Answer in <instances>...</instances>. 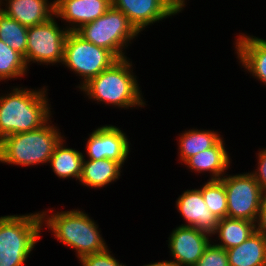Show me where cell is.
Masks as SVG:
<instances>
[{
  "label": "cell",
  "instance_id": "obj_1",
  "mask_svg": "<svg viewBox=\"0 0 266 266\" xmlns=\"http://www.w3.org/2000/svg\"><path fill=\"white\" fill-rule=\"evenodd\" d=\"M40 90L17 87L10 94L0 96V140L12 134L37 130L50 120L47 89Z\"/></svg>",
  "mask_w": 266,
  "mask_h": 266
},
{
  "label": "cell",
  "instance_id": "obj_2",
  "mask_svg": "<svg viewBox=\"0 0 266 266\" xmlns=\"http://www.w3.org/2000/svg\"><path fill=\"white\" fill-rule=\"evenodd\" d=\"M132 62L127 58L117 60L111 67L90 79L80 89L97 102H106L119 108L146 105L136 76L131 71Z\"/></svg>",
  "mask_w": 266,
  "mask_h": 266
},
{
  "label": "cell",
  "instance_id": "obj_3",
  "mask_svg": "<svg viewBox=\"0 0 266 266\" xmlns=\"http://www.w3.org/2000/svg\"><path fill=\"white\" fill-rule=\"evenodd\" d=\"M47 216V217H46ZM44 225L54 232L61 243L72 247L80 260L82 257L105 251L108 246L100 230L88 214L80 210L61 211L51 216L41 212Z\"/></svg>",
  "mask_w": 266,
  "mask_h": 266
},
{
  "label": "cell",
  "instance_id": "obj_4",
  "mask_svg": "<svg viewBox=\"0 0 266 266\" xmlns=\"http://www.w3.org/2000/svg\"><path fill=\"white\" fill-rule=\"evenodd\" d=\"M49 123L37 130L3 137L0 140V162L24 167L48 163L63 139L59 129Z\"/></svg>",
  "mask_w": 266,
  "mask_h": 266
},
{
  "label": "cell",
  "instance_id": "obj_5",
  "mask_svg": "<svg viewBox=\"0 0 266 266\" xmlns=\"http://www.w3.org/2000/svg\"><path fill=\"white\" fill-rule=\"evenodd\" d=\"M41 213L0 217V266H23L43 228Z\"/></svg>",
  "mask_w": 266,
  "mask_h": 266
},
{
  "label": "cell",
  "instance_id": "obj_6",
  "mask_svg": "<svg viewBox=\"0 0 266 266\" xmlns=\"http://www.w3.org/2000/svg\"><path fill=\"white\" fill-rule=\"evenodd\" d=\"M75 32L84 40L111 51L118 59L127 58L123 48L139 34L128 17L112 6L101 17Z\"/></svg>",
  "mask_w": 266,
  "mask_h": 266
},
{
  "label": "cell",
  "instance_id": "obj_7",
  "mask_svg": "<svg viewBox=\"0 0 266 266\" xmlns=\"http://www.w3.org/2000/svg\"><path fill=\"white\" fill-rule=\"evenodd\" d=\"M119 60L111 51L84 40L75 31L66 36L62 64L82 76L81 88Z\"/></svg>",
  "mask_w": 266,
  "mask_h": 266
},
{
  "label": "cell",
  "instance_id": "obj_8",
  "mask_svg": "<svg viewBox=\"0 0 266 266\" xmlns=\"http://www.w3.org/2000/svg\"><path fill=\"white\" fill-rule=\"evenodd\" d=\"M227 175L220 179L227 194V217L256 223L264 190L250 173Z\"/></svg>",
  "mask_w": 266,
  "mask_h": 266
},
{
  "label": "cell",
  "instance_id": "obj_9",
  "mask_svg": "<svg viewBox=\"0 0 266 266\" xmlns=\"http://www.w3.org/2000/svg\"><path fill=\"white\" fill-rule=\"evenodd\" d=\"M67 28H59L54 16L44 23L28 27L25 62L41 64L62 63Z\"/></svg>",
  "mask_w": 266,
  "mask_h": 266
},
{
  "label": "cell",
  "instance_id": "obj_10",
  "mask_svg": "<svg viewBox=\"0 0 266 266\" xmlns=\"http://www.w3.org/2000/svg\"><path fill=\"white\" fill-rule=\"evenodd\" d=\"M211 234L183 224L173 230L169 236L168 248L175 260L165 262L175 266H195L210 244Z\"/></svg>",
  "mask_w": 266,
  "mask_h": 266
},
{
  "label": "cell",
  "instance_id": "obj_11",
  "mask_svg": "<svg viewBox=\"0 0 266 266\" xmlns=\"http://www.w3.org/2000/svg\"><path fill=\"white\" fill-rule=\"evenodd\" d=\"M112 7L122 11L140 33L147 25L171 17L181 8L173 0H111Z\"/></svg>",
  "mask_w": 266,
  "mask_h": 266
},
{
  "label": "cell",
  "instance_id": "obj_12",
  "mask_svg": "<svg viewBox=\"0 0 266 266\" xmlns=\"http://www.w3.org/2000/svg\"><path fill=\"white\" fill-rule=\"evenodd\" d=\"M129 140L126 134L112 125L93 130L86 144L89 159H111L124 165L129 153Z\"/></svg>",
  "mask_w": 266,
  "mask_h": 266
},
{
  "label": "cell",
  "instance_id": "obj_13",
  "mask_svg": "<svg viewBox=\"0 0 266 266\" xmlns=\"http://www.w3.org/2000/svg\"><path fill=\"white\" fill-rule=\"evenodd\" d=\"M54 3L55 17L66 20L69 31L93 22L112 6L111 0H54Z\"/></svg>",
  "mask_w": 266,
  "mask_h": 266
},
{
  "label": "cell",
  "instance_id": "obj_14",
  "mask_svg": "<svg viewBox=\"0 0 266 266\" xmlns=\"http://www.w3.org/2000/svg\"><path fill=\"white\" fill-rule=\"evenodd\" d=\"M177 209L188 224L184 226L213 234L218 224V219L208 209L203 195L199 189L187 190L180 195L176 201Z\"/></svg>",
  "mask_w": 266,
  "mask_h": 266
},
{
  "label": "cell",
  "instance_id": "obj_15",
  "mask_svg": "<svg viewBox=\"0 0 266 266\" xmlns=\"http://www.w3.org/2000/svg\"><path fill=\"white\" fill-rule=\"evenodd\" d=\"M5 9L0 8L10 18L26 27L46 22L55 16V3L48 0H5Z\"/></svg>",
  "mask_w": 266,
  "mask_h": 266
},
{
  "label": "cell",
  "instance_id": "obj_16",
  "mask_svg": "<svg viewBox=\"0 0 266 266\" xmlns=\"http://www.w3.org/2000/svg\"><path fill=\"white\" fill-rule=\"evenodd\" d=\"M238 37L235 53L238 54L239 63H242L253 77L266 84V40L244 34Z\"/></svg>",
  "mask_w": 266,
  "mask_h": 266
},
{
  "label": "cell",
  "instance_id": "obj_17",
  "mask_svg": "<svg viewBox=\"0 0 266 266\" xmlns=\"http://www.w3.org/2000/svg\"><path fill=\"white\" fill-rule=\"evenodd\" d=\"M221 138L213 147L190 157L184 164L195 172L210 171L211 180H220L230 167V158ZM224 174V175H222ZM222 176V177H221Z\"/></svg>",
  "mask_w": 266,
  "mask_h": 266
},
{
  "label": "cell",
  "instance_id": "obj_18",
  "mask_svg": "<svg viewBox=\"0 0 266 266\" xmlns=\"http://www.w3.org/2000/svg\"><path fill=\"white\" fill-rule=\"evenodd\" d=\"M229 266H266V237L255 231L240 245L227 250Z\"/></svg>",
  "mask_w": 266,
  "mask_h": 266
},
{
  "label": "cell",
  "instance_id": "obj_19",
  "mask_svg": "<svg viewBox=\"0 0 266 266\" xmlns=\"http://www.w3.org/2000/svg\"><path fill=\"white\" fill-rule=\"evenodd\" d=\"M122 167L119 162L111 159H83L79 181L87 187L101 188L119 179Z\"/></svg>",
  "mask_w": 266,
  "mask_h": 266
},
{
  "label": "cell",
  "instance_id": "obj_20",
  "mask_svg": "<svg viewBox=\"0 0 266 266\" xmlns=\"http://www.w3.org/2000/svg\"><path fill=\"white\" fill-rule=\"evenodd\" d=\"M255 224V222L243 219H233L228 217L219 219L213 235L218 233L221 242L220 244L215 245L222 247L225 250L240 245L256 231Z\"/></svg>",
  "mask_w": 266,
  "mask_h": 266
},
{
  "label": "cell",
  "instance_id": "obj_21",
  "mask_svg": "<svg viewBox=\"0 0 266 266\" xmlns=\"http://www.w3.org/2000/svg\"><path fill=\"white\" fill-rule=\"evenodd\" d=\"M61 140L49 159L53 172L60 178L80 179L82 173L83 154L75 149L64 146Z\"/></svg>",
  "mask_w": 266,
  "mask_h": 266
},
{
  "label": "cell",
  "instance_id": "obj_22",
  "mask_svg": "<svg viewBox=\"0 0 266 266\" xmlns=\"http://www.w3.org/2000/svg\"><path fill=\"white\" fill-rule=\"evenodd\" d=\"M220 139L221 136L211 130L185 131L179 138V159L185 163L190 157L213 147Z\"/></svg>",
  "mask_w": 266,
  "mask_h": 266
},
{
  "label": "cell",
  "instance_id": "obj_23",
  "mask_svg": "<svg viewBox=\"0 0 266 266\" xmlns=\"http://www.w3.org/2000/svg\"><path fill=\"white\" fill-rule=\"evenodd\" d=\"M28 27L21 25L0 10V40L24 58L27 48Z\"/></svg>",
  "mask_w": 266,
  "mask_h": 266
},
{
  "label": "cell",
  "instance_id": "obj_24",
  "mask_svg": "<svg viewBox=\"0 0 266 266\" xmlns=\"http://www.w3.org/2000/svg\"><path fill=\"white\" fill-rule=\"evenodd\" d=\"M199 190L203 195L206 206L218 220L227 217V194L221 180H211L209 178V181Z\"/></svg>",
  "mask_w": 266,
  "mask_h": 266
},
{
  "label": "cell",
  "instance_id": "obj_25",
  "mask_svg": "<svg viewBox=\"0 0 266 266\" xmlns=\"http://www.w3.org/2000/svg\"><path fill=\"white\" fill-rule=\"evenodd\" d=\"M27 68L24 57L0 40V81L22 77Z\"/></svg>",
  "mask_w": 266,
  "mask_h": 266
},
{
  "label": "cell",
  "instance_id": "obj_26",
  "mask_svg": "<svg viewBox=\"0 0 266 266\" xmlns=\"http://www.w3.org/2000/svg\"><path fill=\"white\" fill-rule=\"evenodd\" d=\"M210 242L195 266H229L227 250Z\"/></svg>",
  "mask_w": 266,
  "mask_h": 266
},
{
  "label": "cell",
  "instance_id": "obj_27",
  "mask_svg": "<svg viewBox=\"0 0 266 266\" xmlns=\"http://www.w3.org/2000/svg\"><path fill=\"white\" fill-rule=\"evenodd\" d=\"M110 253L107 248L103 252L86 255L79 261L82 266H126L123 263H119Z\"/></svg>",
  "mask_w": 266,
  "mask_h": 266
},
{
  "label": "cell",
  "instance_id": "obj_28",
  "mask_svg": "<svg viewBox=\"0 0 266 266\" xmlns=\"http://www.w3.org/2000/svg\"><path fill=\"white\" fill-rule=\"evenodd\" d=\"M258 168L250 174L255 178L259 186L266 191V149L258 153Z\"/></svg>",
  "mask_w": 266,
  "mask_h": 266
},
{
  "label": "cell",
  "instance_id": "obj_29",
  "mask_svg": "<svg viewBox=\"0 0 266 266\" xmlns=\"http://www.w3.org/2000/svg\"><path fill=\"white\" fill-rule=\"evenodd\" d=\"M255 227L258 233L266 237V191H264L261 208L259 210Z\"/></svg>",
  "mask_w": 266,
  "mask_h": 266
},
{
  "label": "cell",
  "instance_id": "obj_30",
  "mask_svg": "<svg viewBox=\"0 0 266 266\" xmlns=\"http://www.w3.org/2000/svg\"><path fill=\"white\" fill-rule=\"evenodd\" d=\"M144 266H175V265H172L170 263H167L165 261H162V262H154V263H151V264H147V265H144Z\"/></svg>",
  "mask_w": 266,
  "mask_h": 266
},
{
  "label": "cell",
  "instance_id": "obj_31",
  "mask_svg": "<svg viewBox=\"0 0 266 266\" xmlns=\"http://www.w3.org/2000/svg\"><path fill=\"white\" fill-rule=\"evenodd\" d=\"M181 9H183L185 4V0H173Z\"/></svg>",
  "mask_w": 266,
  "mask_h": 266
}]
</instances>
